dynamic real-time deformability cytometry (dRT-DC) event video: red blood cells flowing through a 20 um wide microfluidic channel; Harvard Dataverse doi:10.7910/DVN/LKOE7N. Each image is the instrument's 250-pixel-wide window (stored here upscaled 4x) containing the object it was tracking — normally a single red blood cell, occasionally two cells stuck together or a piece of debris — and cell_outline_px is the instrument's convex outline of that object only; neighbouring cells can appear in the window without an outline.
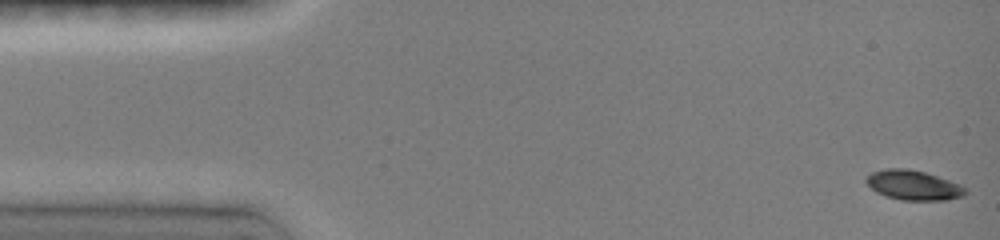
{"species": "common noctule bat (a hibernating species)", "species_latin": "Nyctalus noctula", "temperature_condition": "room temperature", "stored_images_in_passage": 16, "camera_frame_rate_fps": 3000, "um_per_image_px": 0.085, "animal": {"sex": "female", "body_mass_g": 19.0, "forearm_length_mm": 51.5}, "frame": {"image": 1, "passage_image": 1, "time_ms": 0.0, "image_size_px": [1000, 240], "cell_outline_px": [[968, 192], [964, 196], [944, 200], [900, 200], [876, 192], [864, 180], [872, 172], [884, 168], [908, 168], [924, 172], [960, 184], [968, 188]], "centroid_in_image_um": [77.66, 15.74], "position_along_channel_um": 7.3, "area_um2": 17.17}}
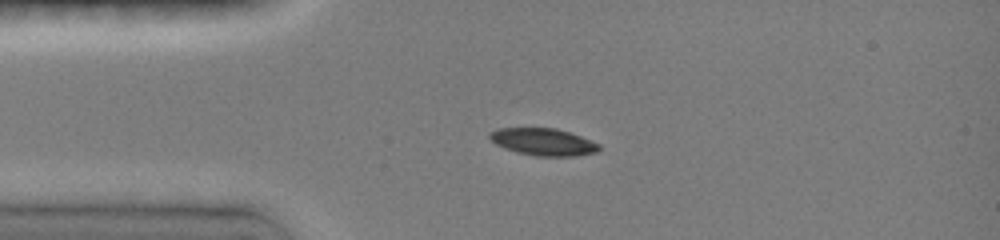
{"frame": {"image": 2, "passage_image": 11, "time_ms": 3.333, "image_size_px": [1000, 240], "cell_outline_px": [[600, 148], [596, 152], [576, 156], [536, 156], [516, 152], [504, 148], [496, 144], [488, 136], [488, 132], [496, 128], [556, 128], [580, 136], [600, 144]], "centroid_in_image_um": [46.15, 12.06], "position_along_channel_um": 38.9, "area_um2": 17.34}}